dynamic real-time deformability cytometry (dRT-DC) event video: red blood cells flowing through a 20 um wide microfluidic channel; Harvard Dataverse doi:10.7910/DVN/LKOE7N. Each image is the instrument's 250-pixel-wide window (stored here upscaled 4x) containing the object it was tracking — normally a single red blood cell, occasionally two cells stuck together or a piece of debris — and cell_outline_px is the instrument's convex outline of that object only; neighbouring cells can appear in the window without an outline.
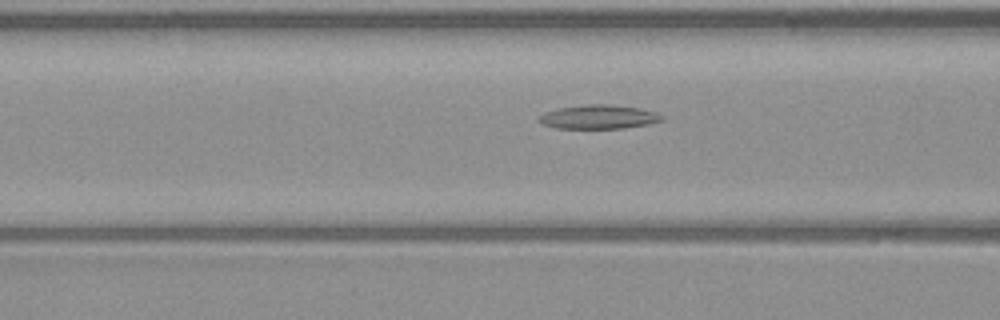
{"species": "common noctule bat (a hibernating species)", "species_latin": "Nyctalus noctula", "temperature_condition": "warm", "stored_images_in_passage": 41, "camera_frame_rate_fps": 3000, "um_per_image_px": 0.085, "animal": {"sex": "male", "body_mass_g": 23.1, "forearm_length_mm": 52.7}, "frame": {"image": 1, "passage_image": 9, "time_ms": 2.667, "image_size_px": [1000, 320], "cell_outline_px": [[664, 120], [648, 124], [624, 128], [556, 128], [544, 124], [536, 120], [544, 112], [560, 108], [588, 104], [612, 104], [640, 108], [656, 112], [664, 116]], "centroid_in_image_um": [50.92, 9.93], "position_along_channel_um": 115.7, "area_um2": 17.17}}
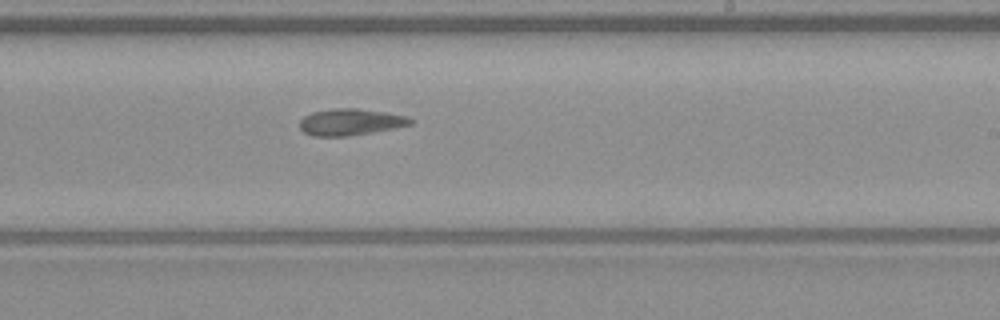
{"frame": {"image": 2, "passage_image": 20, "time_ms": 6.333, "image_size_px": [1000, 320], "cell_outline_px": [[416, 120], [412, 124], [396, 128], [348, 136], [312, 136], [304, 132], [300, 128], [300, 120], [304, 116], [312, 112], [332, 108], [356, 108], [384, 112], [408, 116]], "centroid_in_image_um": [29.81, 10.37], "position_along_channel_um": 259.2, "area_um2": 17.28}}
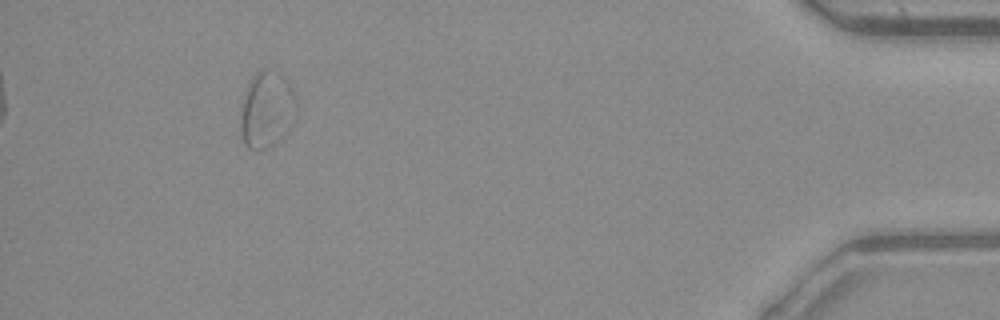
{"frame": {"image": 3, "passage_image": 37, "time_ms": 12.0, "image_size_px": [1000, 320], "cell_outline_px": [[296, 104], [292, 128], [280, 140], [256, 152], [248, 148], [244, 144], [240, 128], [240, 112], [248, 84], [252, 76], [256, 72], [264, 68], [280, 72], [288, 80], [296, 96]], "centroid_in_image_um": [22.69, 9.32], "position_along_channel_um": 412.5, "area_um2": 25.37}}